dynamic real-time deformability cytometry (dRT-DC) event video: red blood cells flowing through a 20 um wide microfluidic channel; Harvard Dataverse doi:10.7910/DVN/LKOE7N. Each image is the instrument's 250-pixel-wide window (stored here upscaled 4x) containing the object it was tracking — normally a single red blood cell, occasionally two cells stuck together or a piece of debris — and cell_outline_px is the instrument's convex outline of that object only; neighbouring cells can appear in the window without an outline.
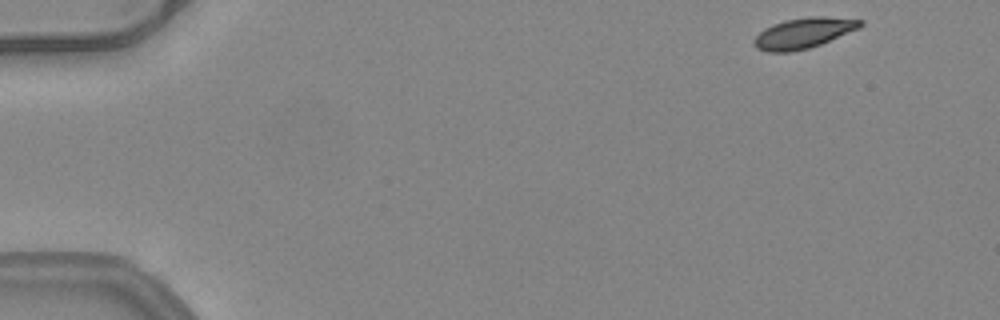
{"species": "common noctule bat (a hibernating species)", "species_latin": "Nyctalus noctula", "temperature_condition": "warm", "stored_images_in_passage": 10, "camera_frame_rate_fps": 3000, "um_per_image_px": 0.085, "animal": {"sex": "female", "body_mass_g": 24.6, "forearm_length_mm": 56.2}, "frame": {"image": 1, "passage_image": 1, "time_ms": 0.0, "image_size_px": [1000, 320], "cell_outline_px": [[864, 24], [860, 28], [820, 44], [808, 48], [788, 52], [768, 52], [756, 48], [752, 44], [752, 40], [764, 28], [772, 24], [784, 20], [808, 16], [824, 16], [864, 20]], "centroid_in_image_um": [68.28, 2.8], "position_along_channel_um": 16.7, "area_um2": 19.02}}